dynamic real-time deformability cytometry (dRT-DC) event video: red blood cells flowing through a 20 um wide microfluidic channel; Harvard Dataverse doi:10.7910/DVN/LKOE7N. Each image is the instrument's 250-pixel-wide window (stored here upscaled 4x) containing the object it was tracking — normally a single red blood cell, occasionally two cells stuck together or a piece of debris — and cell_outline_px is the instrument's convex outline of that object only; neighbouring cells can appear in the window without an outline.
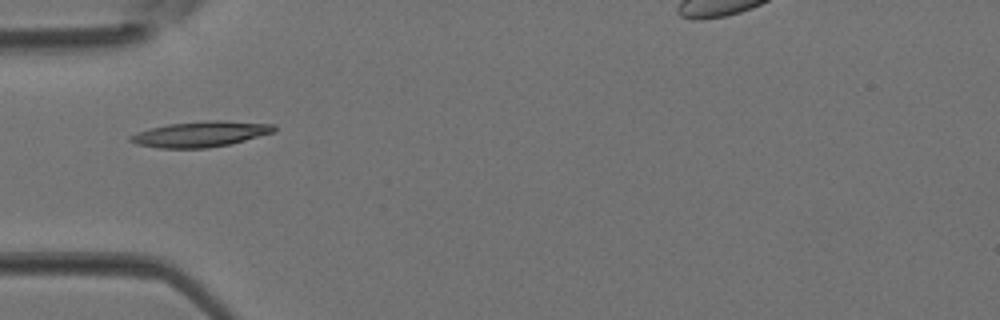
{"species": "Egyptian fruit bat (a non-hibernating species)", "species_latin": "Rousettus aegyptiacus", "temperature_condition": "room temperature", "stored_images_in_passage": 4, "camera_frame_rate_fps": 3000, "um_per_image_px": 0.085, "animal": {"sex": "female"}, "frame": {"image": 1, "passage_image": 4, "time_ms": 1.0, "image_size_px": [1000, 320], "cell_outline_px": [[276, 132], [228, 144], [208, 148], [160, 148], [136, 144], [128, 140], [128, 136], [136, 132], [168, 124], [208, 120], [220, 120], [276, 124]], "centroid_in_image_um": [17.05, 11.39], "position_along_channel_um": 67.9, "area_um2": 21.44}}